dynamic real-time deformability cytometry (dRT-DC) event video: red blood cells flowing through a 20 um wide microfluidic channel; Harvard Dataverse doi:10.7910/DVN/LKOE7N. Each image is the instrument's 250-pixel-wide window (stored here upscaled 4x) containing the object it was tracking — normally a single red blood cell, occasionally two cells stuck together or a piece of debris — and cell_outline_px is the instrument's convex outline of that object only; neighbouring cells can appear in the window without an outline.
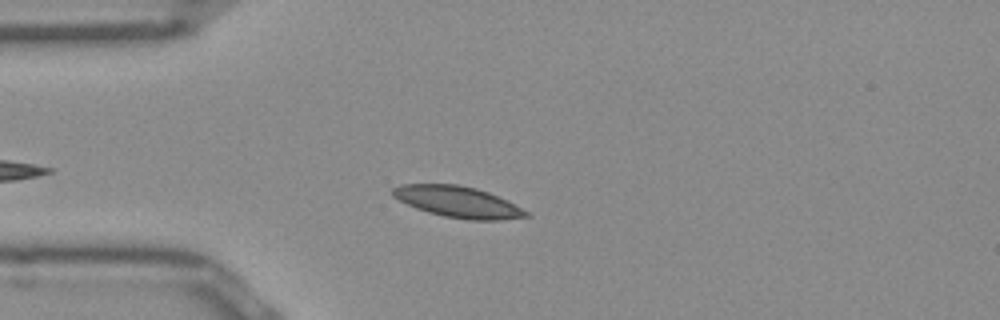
{"species": "Egyptian fruit bat (a non-hibernating species)", "species_latin": "Rousettus aegyptiacus", "temperature_condition": "room temperature", "stored_images_in_passage": 42, "camera_frame_rate_fps": 3000, "um_per_image_px": 0.085, "frame": {"image": 1, "passage_image": 7, "time_ms": 2.0, "image_size_px": [1000, 320], "cell_outline_px": [[532, 216], [500, 220], [468, 220], [444, 216], [428, 212], [416, 208], [392, 196], [392, 188], [400, 184], [456, 184], [476, 188], [488, 192], [508, 200], [528, 212]], "centroid_in_image_um": [38.94, 17.16], "position_along_channel_um": 46.1, "area_um2": 24.22}}
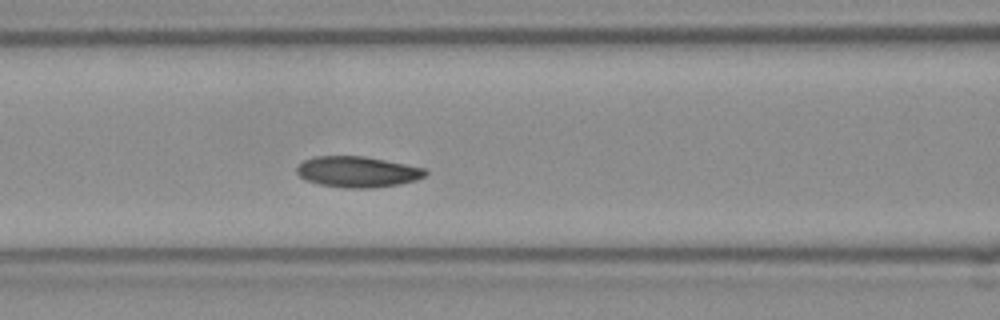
{"frame": {"image": 2, "passage_image": 15, "time_ms": 4.667, "image_size_px": [1000, 320], "cell_outline_px": [[428, 172], [424, 176], [416, 180], [400, 184], [372, 188], [344, 188], [320, 184], [304, 180], [296, 172], [296, 168], [304, 160], [316, 156], [364, 156], [424, 168]], "centroid_in_image_um": [30.36, 14.61], "position_along_channel_um": 136.2, "area_um2": 23.06}}
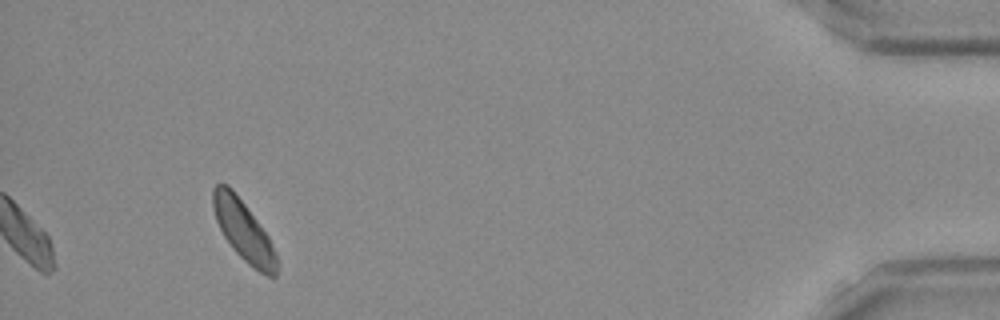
{"frame": {"image": 3, "passage_image": 42, "time_ms": 13.667, "image_size_px": [1000, 320], "cell_outline_px": [[276, 276], [268, 276], [260, 272], [248, 264], [232, 248], [224, 236], [216, 220], [212, 208], [212, 188], [216, 184], [228, 184], [232, 188], [268, 236], [276, 256]], "centroid_in_image_um": [20.65, 19.57], "position_along_channel_um": 414.6, "area_um2": 21.91}, "authors_computed_cell_mechanics": {"area_um2": 22.6865, "velocity_mm_per_s": 3.8868, "shape_relaxation_time_tau1_ms": 2.2305, "shape_relaxation_time_tau2_ms": 7.6356, "deformation_change_tau1": 0.0674, "deformation_change_tau2": 0.1079}}